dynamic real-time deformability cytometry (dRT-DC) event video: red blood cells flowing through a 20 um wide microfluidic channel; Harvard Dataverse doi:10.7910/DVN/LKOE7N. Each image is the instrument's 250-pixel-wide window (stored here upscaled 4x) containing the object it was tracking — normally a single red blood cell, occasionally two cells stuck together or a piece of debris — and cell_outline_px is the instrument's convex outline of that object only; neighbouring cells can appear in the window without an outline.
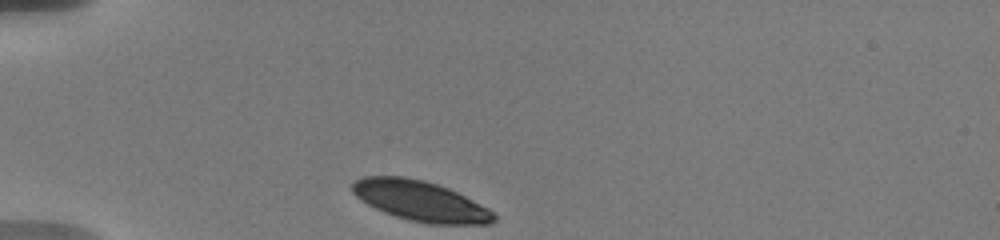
{"species": "human", "species_latin": "Homo sapiens", "temperature_condition": "warm", "stored_images_in_passage": 30, "camera_frame_rate_fps": 3000, "um_per_image_px": 0.085, "donor": {"sex": "male"}, "frame": {"image": 1, "passage_image": 1, "time_ms": 0.0, "image_size_px": [1000, 240], "cell_outline_px": [[496, 220], [488, 224], [428, 224], [408, 220], [384, 212], [360, 200], [352, 192], [352, 184], [356, 180], [364, 176], [404, 176], [424, 180], [448, 188], [488, 208], [496, 216]], "centroid_in_image_um": [35.72, 17.08], "position_along_channel_um": 49.3, "area_um2": 33.0}}
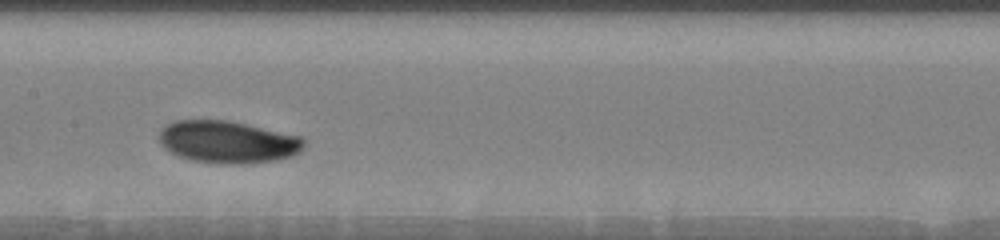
{"frame": {"image": 2, "passage_image": 13, "time_ms": 4.667, "image_size_px": [1000, 240], "cell_outline_px": [[304, 144], [300, 152], [292, 156], [276, 160], [244, 164], [220, 164], [192, 160], [180, 156], [164, 148], [160, 144], [160, 128], [176, 120], [228, 120], [300, 136], [304, 140]], "centroid_in_image_um": [19.36, 12.07], "position_along_channel_um": 188.0, "area_um2": 35.6}}
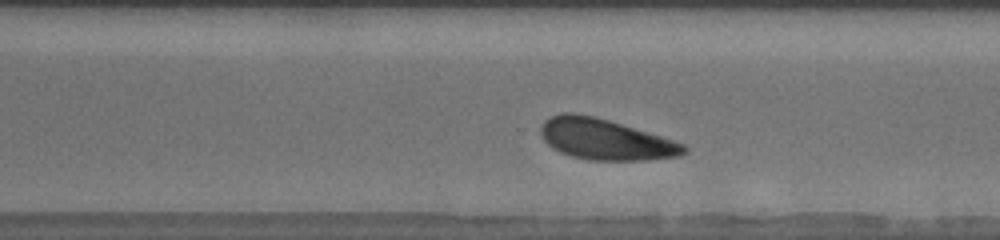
{"frame": {"image": 3, "passage_image": 23, "time_ms": 8.333, "image_size_px": [1000, 240], "cell_outline_px": [[688, 152], [680, 156], [644, 160], [588, 160], [572, 156], [560, 152], [552, 148], [544, 140], [540, 132], [540, 128], [544, 120], [560, 112], [572, 112], [596, 116], [660, 136], [684, 144], [688, 148]], "centroid_in_image_um": [51.43, 11.84], "position_along_channel_um": 319.2, "area_um2": 34.04}, "authors_computed_cell_mechanics": {"area_um2": 34.68, "velocity_mm_per_s": 3.5868, "shape_relaxation_time_tau1_ms": 1.3405, "shape_relaxation_time_tau2_ms": null, "deformation_change_tau1": 0.083, "deformation_change_tau2": null}}